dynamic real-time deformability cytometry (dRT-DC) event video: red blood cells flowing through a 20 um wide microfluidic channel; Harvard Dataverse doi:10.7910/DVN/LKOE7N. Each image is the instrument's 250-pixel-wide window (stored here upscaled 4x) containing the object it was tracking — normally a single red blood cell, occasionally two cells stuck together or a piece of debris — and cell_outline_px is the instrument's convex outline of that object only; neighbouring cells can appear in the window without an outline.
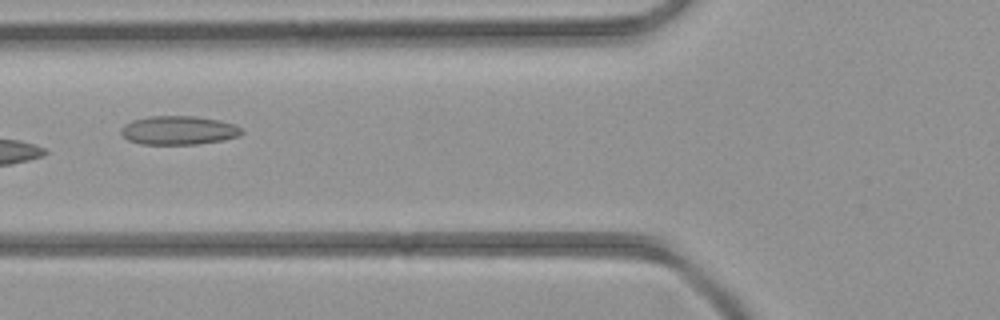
{"species": "common noctule bat (a hibernating species)", "species_latin": "Nyctalus noctula", "temperature_condition": "room temperature", "stored_images_in_passage": 5, "camera_frame_rate_fps": 3000, "um_per_image_px": 0.085, "animal": {"sex": "female", "body_mass_g": 21.9}, "frame": {"image": 1, "passage_image": 4, "time_ms": 3.333, "image_size_px": [1000, 320], "cell_outline_px": [[244, 132], [236, 136], [224, 140], [196, 144], [140, 144], [128, 140], [120, 132], [120, 128], [124, 124], [132, 120], [148, 116], [196, 116], [220, 120], [236, 124]], "centroid_in_image_um": [15.16, 11.07], "position_along_channel_um": 110.6, "area_um2": 20.35}}
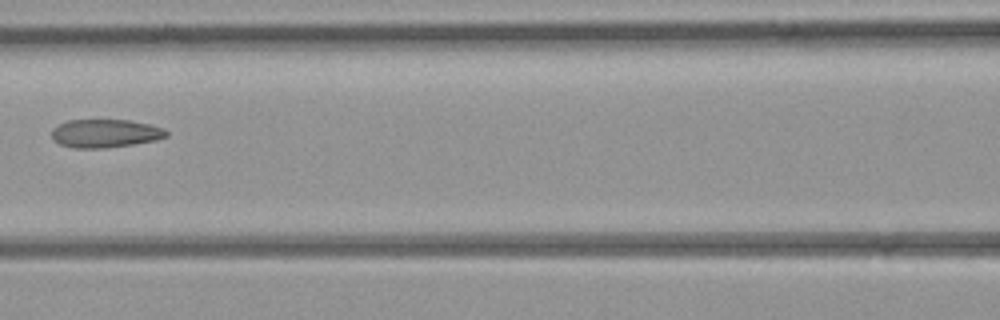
{"frame": {"image": 2, "passage_image": 5, "time_ms": 4.333, "image_size_px": [1000, 320], "cell_outline_px": [[168, 136], [152, 140], [132, 144], [100, 148], [76, 148], [60, 144], [52, 140], [52, 128], [68, 120], [128, 120], [148, 124], [164, 128], [168, 132]], "centroid_in_image_um": [8.91, 11.33], "position_along_channel_um": 157.7, "area_um2": 18.67}}